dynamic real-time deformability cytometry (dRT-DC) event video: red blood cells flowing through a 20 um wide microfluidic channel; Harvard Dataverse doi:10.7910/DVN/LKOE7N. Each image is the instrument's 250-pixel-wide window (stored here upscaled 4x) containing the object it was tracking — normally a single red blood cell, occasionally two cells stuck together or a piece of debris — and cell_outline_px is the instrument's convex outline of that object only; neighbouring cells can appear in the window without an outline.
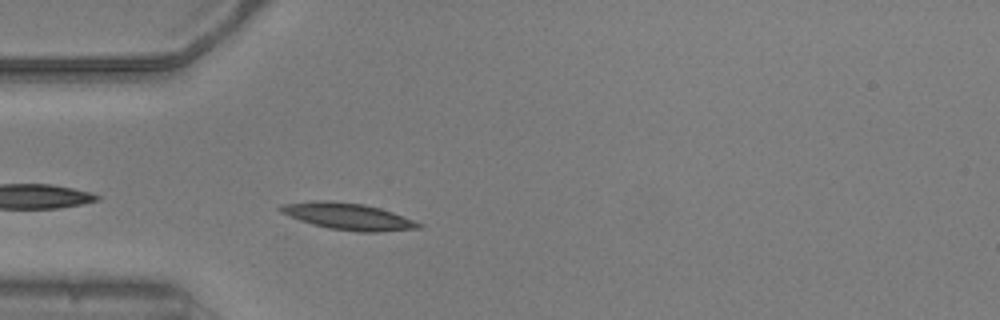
{"species": "common noctule bat (a hibernating species)", "species_latin": "Nyctalus noctula", "temperature_condition": "warm", "stored_images_in_passage": 30, "camera_frame_rate_fps": 3000, "um_per_image_px": 0.085, "animal": {"sex": "male", "body_mass_g": 20.5, "forearm_length_mm": 52.5}, "frame": {"image": 1, "passage_image": 2, "time_ms": 0.333, "image_size_px": [1000, 320], "cell_outline_px": [[424, 224], [420, 228], [380, 232], [360, 232], [328, 228], [312, 224], [300, 220], [280, 212], [276, 208], [280, 204], [312, 200], [332, 200], [364, 204], [380, 208], [392, 212]], "centroid_in_image_um": [29.55, 18.38], "position_along_channel_um": 55.5, "area_um2": 21.68}}
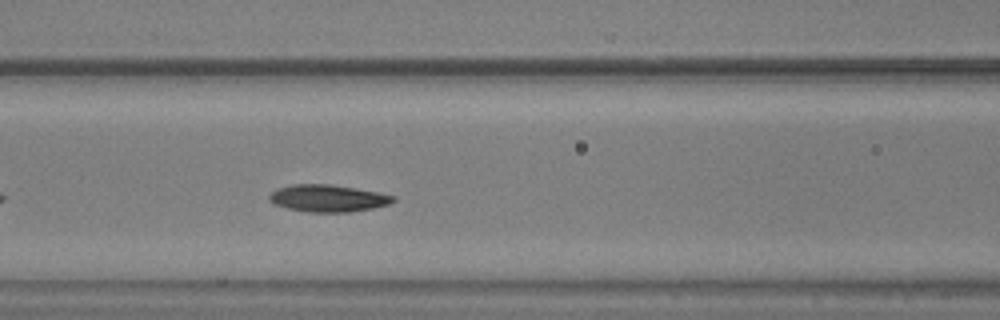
{"frame": {"image": 2, "passage_image": 9, "time_ms": 2.667, "image_size_px": [1000, 320], "cell_outline_px": [[396, 200], [388, 204], [372, 208], [348, 212], [308, 212], [288, 208], [276, 204], [268, 200], [268, 196], [276, 188], [292, 184], [328, 184], [356, 188], [396, 196]], "centroid_in_image_um": [27.86, 16.84], "position_along_channel_um": 138.7, "area_um2": 19.48}}
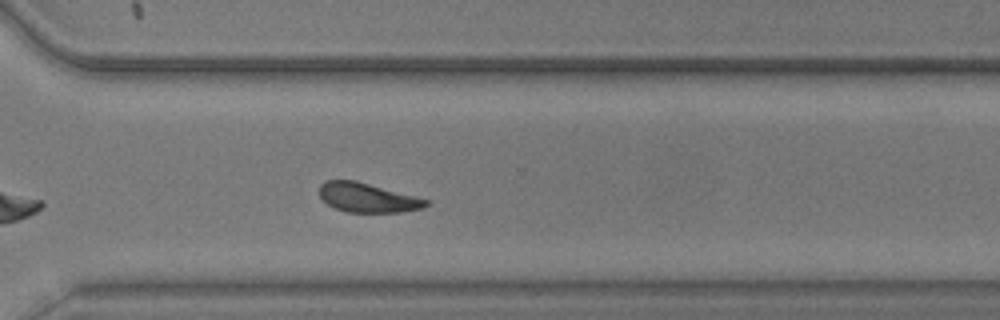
{"frame": {"image": 3, "passage_image": 25, "time_ms": 8.0, "image_size_px": [1000, 320], "cell_outline_px": [[428, 204], [424, 208], [400, 212], [348, 212], [332, 208], [320, 196], [320, 184], [324, 180], [356, 180], [416, 196], [428, 200]], "centroid_in_image_um": [31.23, 16.79], "position_along_channel_um": 339.4, "area_um2": 18.26}, "authors_computed_cell_mechanics": {"area_um2": 19.2474, "velocity_mm_per_s": 3.776, "shape_relaxation_time_tau1_ms": 2.5616, "shape_relaxation_time_tau2_ms": 4.4454, "deformation_change_tau1": 0.1198, "deformation_change_tau2": 0.1028}}